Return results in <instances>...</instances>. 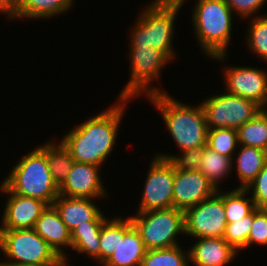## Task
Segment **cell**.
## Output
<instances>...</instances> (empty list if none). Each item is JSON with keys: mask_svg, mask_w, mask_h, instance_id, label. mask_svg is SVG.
Returning <instances> with one entry per match:
<instances>
[{"mask_svg": "<svg viewBox=\"0 0 267 266\" xmlns=\"http://www.w3.org/2000/svg\"><path fill=\"white\" fill-rule=\"evenodd\" d=\"M133 226L129 217H114L107 219L101 226L100 233V264L103 265L113 254L118 244V236L124 234Z\"/></svg>", "mask_w": 267, "mask_h": 266, "instance_id": "obj_23", "label": "cell"}, {"mask_svg": "<svg viewBox=\"0 0 267 266\" xmlns=\"http://www.w3.org/2000/svg\"><path fill=\"white\" fill-rule=\"evenodd\" d=\"M146 251L141 235L133 225L124 236H118L116 249L102 266H140Z\"/></svg>", "mask_w": 267, "mask_h": 266, "instance_id": "obj_19", "label": "cell"}, {"mask_svg": "<svg viewBox=\"0 0 267 266\" xmlns=\"http://www.w3.org/2000/svg\"><path fill=\"white\" fill-rule=\"evenodd\" d=\"M3 184L13 193L39 199L48 206L59 196V187L52 178L46 151L41 146L20 157L0 187Z\"/></svg>", "mask_w": 267, "mask_h": 266, "instance_id": "obj_5", "label": "cell"}, {"mask_svg": "<svg viewBox=\"0 0 267 266\" xmlns=\"http://www.w3.org/2000/svg\"><path fill=\"white\" fill-rule=\"evenodd\" d=\"M10 266H36V265H29V264H13Z\"/></svg>", "mask_w": 267, "mask_h": 266, "instance_id": "obj_40", "label": "cell"}, {"mask_svg": "<svg viewBox=\"0 0 267 266\" xmlns=\"http://www.w3.org/2000/svg\"><path fill=\"white\" fill-rule=\"evenodd\" d=\"M147 98L160 111L164 124L180 152L207 146L209 129L201 103L197 106L184 104L173 98L168 91Z\"/></svg>", "mask_w": 267, "mask_h": 266, "instance_id": "obj_2", "label": "cell"}, {"mask_svg": "<svg viewBox=\"0 0 267 266\" xmlns=\"http://www.w3.org/2000/svg\"><path fill=\"white\" fill-rule=\"evenodd\" d=\"M200 103L208 129H238L260 112V106L255 102L228 93L226 90L224 94L211 95Z\"/></svg>", "mask_w": 267, "mask_h": 266, "instance_id": "obj_9", "label": "cell"}, {"mask_svg": "<svg viewBox=\"0 0 267 266\" xmlns=\"http://www.w3.org/2000/svg\"><path fill=\"white\" fill-rule=\"evenodd\" d=\"M207 147L226 157L234 158L239 149L238 133L234 128H214L208 130Z\"/></svg>", "mask_w": 267, "mask_h": 266, "instance_id": "obj_30", "label": "cell"}, {"mask_svg": "<svg viewBox=\"0 0 267 266\" xmlns=\"http://www.w3.org/2000/svg\"><path fill=\"white\" fill-rule=\"evenodd\" d=\"M185 234L192 239L223 238L227 220L224 193L219 189L213 196L184 212Z\"/></svg>", "mask_w": 267, "mask_h": 266, "instance_id": "obj_10", "label": "cell"}, {"mask_svg": "<svg viewBox=\"0 0 267 266\" xmlns=\"http://www.w3.org/2000/svg\"><path fill=\"white\" fill-rule=\"evenodd\" d=\"M235 163L232 158L226 157L211 150L209 147H203V156L200 165V172L219 190V183L230 176ZM224 178V179H223Z\"/></svg>", "mask_w": 267, "mask_h": 266, "instance_id": "obj_25", "label": "cell"}, {"mask_svg": "<svg viewBox=\"0 0 267 266\" xmlns=\"http://www.w3.org/2000/svg\"><path fill=\"white\" fill-rule=\"evenodd\" d=\"M130 30V48L152 46L175 60L173 47L174 23L182 2L152 0L145 5Z\"/></svg>", "mask_w": 267, "mask_h": 266, "instance_id": "obj_4", "label": "cell"}, {"mask_svg": "<svg viewBox=\"0 0 267 266\" xmlns=\"http://www.w3.org/2000/svg\"><path fill=\"white\" fill-rule=\"evenodd\" d=\"M149 166L137 212L173 207V163L155 155Z\"/></svg>", "mask_w": 267, "mask_h": 266, "instance_id": "obj_11", "label": "cell"}, {"mask_svg": "<svg viewBox=\"0 0 267 266\" xmlns=\"http://www.w3.org/2000/svg\"><path fill=\"white\" fill-rule=\"evenodd\" d=\"M188 251L192 266H229L239 254L221 237L198 238Z\"/></svg>", "mask_w": 267, "mask_h": 266, "instance_id": "obj_18", "label": "cell"}, {"mask_svg": "<svg viewBox=\"0 0 267 266\" xmlns=\"http://www.w3.org/2000/svg\"><path fill=\"white\" fill-rule=\"evenodd\" d=\"M265 15V16H264ZM248 23L246 43L249 51L267 62V14L256 15Z\"/></svg>", "mask_w": 267, "mask_h": 266, "instance_id": "obj_29", "label": "cell"}, {"mask_svg": "<svg viewBox=\"0 0 267 266\" xmlns=\"http://www.w3.org/2000/svg\"><path fill=\"white\" fill-rule=\"evenodd\" d=\"M56 143L50 140L40 146L46 151L52 178L57 186L60 187L68 177L75 160L61 141L58 144Z\"/></svg>", "mask_w": 267, "mask_h": 266, "instance_id": "obj_24", "label": "cell"}, {"mask_svg": "<svg viewBox=\"0 0 267 266\" xmlns=\"http://www.w3.org/2000/svg\"><path fill=\"white\" fill-rule=\"evenodd\" d=\"M239 145L267 151V120L259 112L237 129Z\"/></svg>", "mask_w": 267, "mask_h": 266, "instance_id": "obj_26", "label": "cell"}, {"mask_svg": "<svg viewBox=\"0 0 267 266\" xmlns=\"http://www.w3.org/2000/svg\"><path fill=\"white\" fill-rule=\"evenodd\" d=\"M181 155L169 153H157L156 155L170 160L174 167L180 171L200 170L201 160L203 156V147H196L181 152Z\"/></svg>", "mask_w": 267, "mask_h": 266, "instance_id": "obj_32", "label": "cell"}, {"mask_svg": "<svg viewBox=\"0 0 267 266\" xmlns=\"http://www.w3.org/2000/svg\"><path fill=\"white\" fill-rule=\"evenodd\" d=\"M100 172V166L74 161L68 177L59 187V194L101 200L106 198L108 195Z\"/></svg>", "mask_w": 267, "mask_h": 266, "instance_id": "obj_15", "label": "cell"}, {"mask_svg": "<svg viewBox=\"0 0 267 266\" xmlns=\"http://www.w3.org/2000/svg\"><path fill=\"white\" fill-rule=\"evenodd\" d=\"M248 193L246 189L242 188L224 192V209L227 223L248 216L256 208L252 197H247Z\"/></svg>", "mask_w": 267, "mask_h": 266, "instance_id": "obj_28", "label": "cell"}, {"mask_svg": "<svg viewBox=\"0 0 267 266\" xmlns=\"http://www.w3.org/2000/svg\"><path fill=\"white\" fill-rule=\"evenodd\" d=\"M192 24L200 50L208 58L224 62L233 30V13L225 0H196Z\"/></svg>", "mask_w": 267, "mask_h": 266, "instance_id": "obj_3", "label": "cell"}, {"mask_svg": "<svg viewBox=\"0 0 267 266\" xmlns=\"http://www.w3.org/2000/svg\"><path fill=\"white\" fill-rule=\"evenodd\" d=\"M245 189L252 192L250 194L256 208L267 209V163Z\"/></svg>", "mask_w": 267, "mask_h": 266, "instance_id": "obj_34", "label": "cell"}, {"mask_svg": "<svg viewBox=\"0 0 267 266\" xmlns=\"http://www.w3.org/2000/svg\"><path fill=\"white\" fill-rule=\"evenodd\" d=\"M189 251L180 245L146 251L140 266H190Z\"/></svg>", "mask_w": 267, "mask_h": 266, "instance_id": "obj_27", "label": "cell"}, {"mask_svg": "<svg viewBox=\"0 0 267 266\" xmlns=\"http://www.w3.org/2000/svg\"><path fill=\"white\" fill-rule=\"evenodd\" d=\"M0 266H10V264L7 261H1Z\"/></svg>", "mask_w": 267, "mask_h": 266, "instance_id": "obj_39", "label": "cell"}, {"mask_svg": "<svg viewBox=\"0 0 267 266\" xmlns=\"http://www.w3.org/2000/svg\"><path fill=\"white\" fill-rule=\"evenodd\" d=\"M34 231L45 240L53 251L69 266L65 250L72 247L71 231L61 220L56 209L51 205L41 213L35 222Z\"/></svg>", "mask_w": 267, "mask_h": 266, "instance_id": "obj_17", "label": "cell"}, {"mask_svg": "<svg viewBox=\"0 0 267 266\" xmlns=\"http://www.w3.org/2000/svg\"><path fill=\"white\" fill-rule=\"evenodd\" d=\"M21 5V0H0V13L5 14L8 20L18 13Z\"/></svg>", "mask_w": 267, "mask_h": 266, "instance_id": "obj_36", "label": "cell"}, {"mask_svg": "<svg viewBox=\"0 0 267 266\" xmlns=\"http://www.w3.org/2000/svg\"><path fill=\"white\" fill-rule=\"evenodd\" d=\"M0 192L8 196L2 215L0 230L31 229L47 208V204L39 199L22 196L11 192L4 184Z\"/></svg>", "mask_w": 267, "mask_h": 266, "instance_id": "obj_13", "label": "cell"}, {"mask_svg": "<svg viewBox=\"0 0 267 266\" xmlns=\"http://www.w3.org/2000/svg\"><path fill=\"white\" fill-rule=\"evenodd\" d=\"M260 113L265 117L267 120V101L260 107Z\"/></svg>", "mask_w": 267, "mask_h": 266, "instance_id": "obj_37", "label": "cell"}, {"mask_svg": "<svg viewBox=\"0 0 267 266\" xmlns=\"http://www.w3.org/2000/svg\"><path fill=\"white\" fill-rule=\"evenodd\" d=\"M94 199L60 195L52 203L63 223L72 232L78 225L103 224L108 218Z\"/></svg>", "mask_w": 267, "mask_h": 266, "instance_id": "obj_16", "label": "cell"}, {"mask_svg": "<svg viewBox=\"0 0 267 266\" xmlns=\"http://www.w3.org/2000/svg\"><path fill=\"white\" fill-rule=\"evenodd\" d=\"M128 102L130 99H118L111 107L67 131L61 142L76 162L100 166L102 169L103 163L115 149Z\"/></svg>", "mask_w": 267, "mask_h": 266, "instance_id": "obj_1", "label": "cell"}, {"mask_svg": "<svg viewBox=\"0 0 267 266\" xmlns=\"http://www.w3.org/2000/svg\"><path fill=\"white\" fill-rule=\"evenodd\" d=\"M217 191L200 171H180L174 167L173 207L185 212Z\"/></svg>", "mask_w": 267, "mask_h": 266, "instance_id": "obj_14", "label": "cell"}, {"mask_svg": "<svg viewBox=\"0 0 267 266\" xmlns=\"http://www.w3.org/2000/svg\"><path fill=\"white\" fill-rule=\"evenodd\" d=\"M130 79L120 91L118 99H135L138 96H150L166 92L161 87L152 85L154 80H159L163 68L171 59L162 51L149 47L129 48ZM153 81V82H152Z\"/></svg>", "mask_w": 267, "mask_h": 266, "instance_id": "obj_7", "label": "cell"}, {"mask_svg": "<svg viewBox=\"0 0 267 266\" xmlns=\"http://www.w3.org/2000/svg\"><path fill=\"white\" fill-rule=\"evenodd\" d=\"M231 11L241 19L250 18L261 11L267 0H225Z\"/></svg>", "mask_w": 267, "mask_h": 266, "instance_id": "obj_35", "label": "cell"}, {"mask_svg": "<svg viewBox=\"0 0 267 266\" xmlns=\"http://www.w3.org/2000/svg\"><path fill=\"white\" fill-rule=\"evenodd\" d=\"M238 148L240 151L232 162H236V174L241 183L237 188L245 189L267 163V151L242 145Z\"/></svg>", "mask_w": 267, "mask_h": 266, "instance_id": "obj_20", "label": "cell"}, {"mask_svg": "<svg viewBox=\"0 0 267 266\" xmlns=\"http://www.w3.org/2000/svg\"><path fill=\"white\" fill-rule=\"evenodd\" d=\"M0 252L10 265L64 266L63 260L33 228L0 230Z\"/></svg>", "mask_w": 267, "mask_h": 266, "instance_id": "obj_6", "label": "cell"}, {"mask_svg": "<svg viewBox=\"0 0 267 266\" xmlns=\"http://www.w3.org/2000/svg\"><path fill=\"white\" fill-rule=\"evenodd\" d=\"M75 0H21L18 13L11 19H50L69 12Z\"/></svg>", "mask_w": 267, "mask_h": 266, "instance_id": "obj_21", "label": "cell"}, {"mask_svg": "<svg viewBox=\"0 0 267 266\" xmlns=\"http://www.w3.org/2000/svg\"><path fill=\"white\" fill-rule=\"evenodd\" d=\"M102 224L78 225L72 232V250L86 254L100 264V233Z\"/></svg>", "mask_w": 267, "mask_h": 266, "instance_id": "obj_22", "label": "cell"}, {"mask_svg": "<svg viewBox=\"0 0 267 266\" xmlns=\"http://www.w3.org/2000/svg\"><path fill=\"white\" fill-rule=\"evenodd\" d=\"M224 66V90L251 100L260 107L267 101V71L264 68Z\"/></svg>", "mask_w": 267, "mask_h": 266, "instance_id": "obj_12", "label": "cell"}, {"mask_svg": "<svg viewBox=\"0 0 267 266\" xmlns=\"http://www.w3.org/2000/svg\"><path fill=\"white\" fill-rule=\"evenodd\" d=\"M254 220V210L242 219L227 223L223 239L238 253L248 249V236Z\"/></svg>", "mask_w": 267, "mask_h": 266, "instance_id": "obj_31", "label": "cell"}, {"mask_svg": "<svg viewBox=\"0 0 267 266\" xmlns=\"http://www.w3.org/2000/svg\"><path fill=\"white\" fill-rule=\"evenodd\" d=\"M157 1L182 2L183 4H184V2H186V0H157Z\"/></svg>", "mask_w": 267, "mask_h": 266, "instance_id": "obj_38", "label": "cell"}, {"mask_svg": "<svg viewBox=\"0 0 267 266\" xmlns=\"http://www.w3.org/2000/svg\"><path fill=\"white\" fill-rule=\"evenodd\" d=\"M130 218L147 250L180 245L177 236L185 234L184 211L175 207L136 212Z\"/></svg>", "mask_w": 267, "mask_h": 266, "instance_id": "obj_8", "label": "cell"}, {"mask_svg": "<svg viewBox=\"0 0 267 266\" xmlns=\"http://www.w3.org/2000/svg\"><path fill=\"white\" fill-rule=\"evenodd\" d=\"M253 244L267 246V209H254V220L248 236V248Z\"/></svg>", "mask_w": 267, "mask_h": 266, "instance_id": "obj_33", "label": "cell"}]
</instances>
